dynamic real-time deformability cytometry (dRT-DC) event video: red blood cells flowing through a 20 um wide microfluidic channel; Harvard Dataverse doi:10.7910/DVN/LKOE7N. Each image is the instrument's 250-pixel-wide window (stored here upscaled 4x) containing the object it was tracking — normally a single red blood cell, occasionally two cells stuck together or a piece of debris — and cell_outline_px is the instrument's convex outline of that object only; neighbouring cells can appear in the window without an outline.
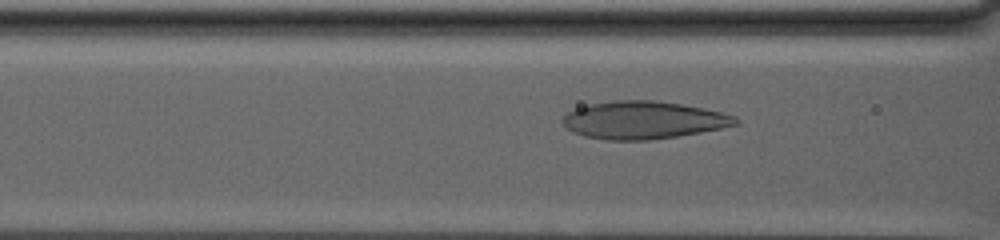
{"species": "human", "species_latin": "Homo sapiens", "temperature_condition": "warm", "stored_images_in_passage": 75, "camera_frame_rate_fps": 3000, "um_per_image_px": 0.085, "donor": {"sex": "male"}, "frame": {"image": 1, "passage_image": 29, "time_ms": 9.333, "image_size_px": [1000, 240], "cell_outline_px": [[740, 120], [736, 124], [720, 128], [700, 132], [676, 136], [648, 140], [604, 140], [584, 136], [572, 132], [560, 120], [568, 112], [576, 108], [592, 104], [616, 100], [652, 100], [680, 104], [720, 112], [736, 116]], "centroid_in_image_um": [54.65, 10.21], "position_along_channel_um": 112.0, "area_um2": 37.57}}
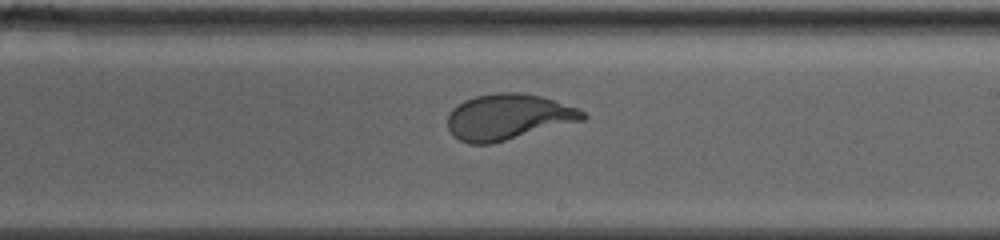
{"frame": {"image": 2, "passage_image": 45, "time_ms": 14.667, "image_size_px": [1000, 240], "cell_outline_px": [[588, 116], [584, 120], [492, 144], [468, 144], [460, 140], [448, 128], [448, 112], [456, 104], [464, 100], [476, 96], [496, 92], [520, 92], [540, 96], [576, 108], [584, 112]], "centroid_in_image_um": [43.17, 9.94], "position_along_channel_um": 245.8, "area_um2": 36.01}}
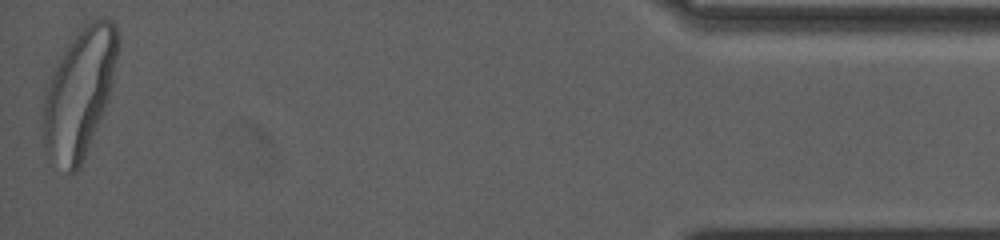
{"frame": {"image": 3, "passage_image": 75, "time_ms": 24.667, "image_size_px": [1000, 240], "cell_outline_px": [[120, 44], [112, 84], [104, 108], [80, 168], [72, 172], [68, 172], [44, 148], [44, 96], [52, 76], [68, 44], [84, 24], [100, 16], [104, 16], [112, 20], [116, 24], [120, 40]], "centroid_in_image_um": [6.81, 7.79], "position_along_channel_um": 428.4, "area_um2": 54.51}, "authors_computed_cell_mechanics": {"area_um2": 40.749, "velocity_mm_per_s": 2.5097, "shape_relaxation_time_tau1_ms": 5.7865, "shape_relaxation_time_tau2_ms": null, "deformation_change_tau1": 0.1929, "deformation_change_tau2": null}}